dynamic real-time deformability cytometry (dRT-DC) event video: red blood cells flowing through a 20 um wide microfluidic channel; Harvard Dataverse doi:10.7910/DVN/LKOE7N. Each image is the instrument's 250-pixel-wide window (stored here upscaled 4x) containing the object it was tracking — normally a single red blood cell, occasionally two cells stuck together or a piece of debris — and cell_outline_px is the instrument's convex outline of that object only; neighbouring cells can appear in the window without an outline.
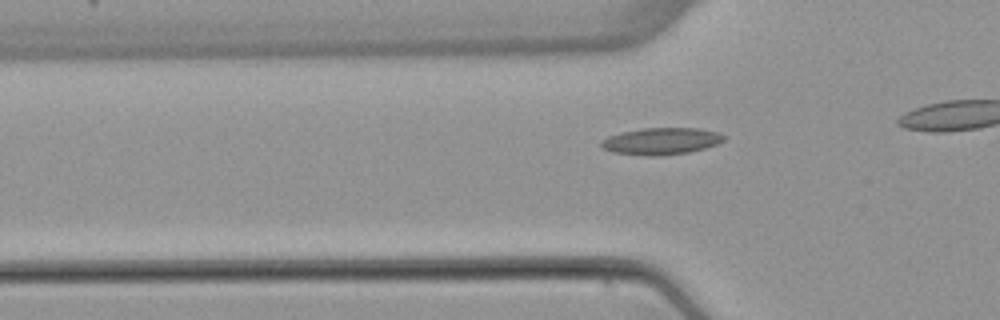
{"species": "common noctule bat (a hibernating species)", "species_latin": "Nyctalus noctula", "temperature_condition": "warm", "stored_images_in_passage": 31, "camera_frame_rate_fps": 3000, "um_per_image_px": 0.085, "animal": {"sex": "female", "body_mass_g": 22.7, "forearm_length_mm": 54.2}, "frame": {"image": 1, "passage_image": 6, "time_ms": 1.667, "image_size_px": [1000, 320], "cell_outline_px": [[724, 140], [716, 144], [704, 148], [688, 152], [660, 156], [648, 156], [612, 152], [604, 148], [600, 144], [600, 140], [608, 136], [620, 132], [644, 128], [700, 128], [716, 132], [724, 136]], "centroid_in_image_um": [56.16, 11.99], "position_along_channel_um": 69.6, "area_um2": 19.13}}
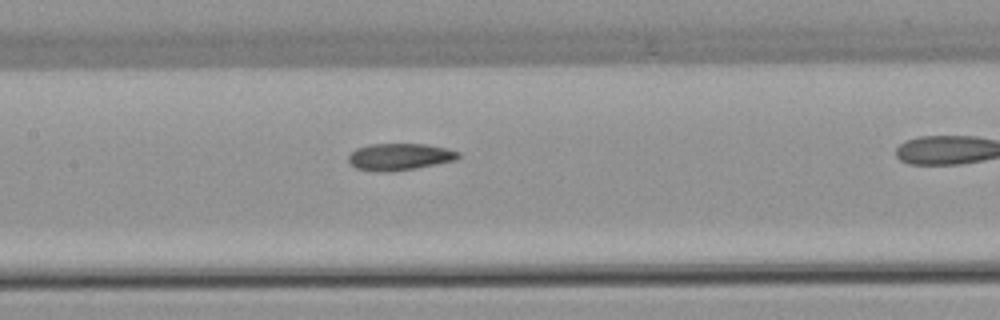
{"frame": {"image": 2, "passage_image": 14, "time_ms": 4.333, "image_size_px": [1000, 320], "cell_outline_px": [[460, 156], [456, 160], [412, 168], [388, 172], [380, 172], [356, 168], [348, 160], [348, 156], [356, 148], [368, 144], [424, 144], [448, 148], [460, 152]], "centroid_in_image_um": [33.96, 13.31], "position_along_channel_um": 173.4, "area_um2": 17.05}}
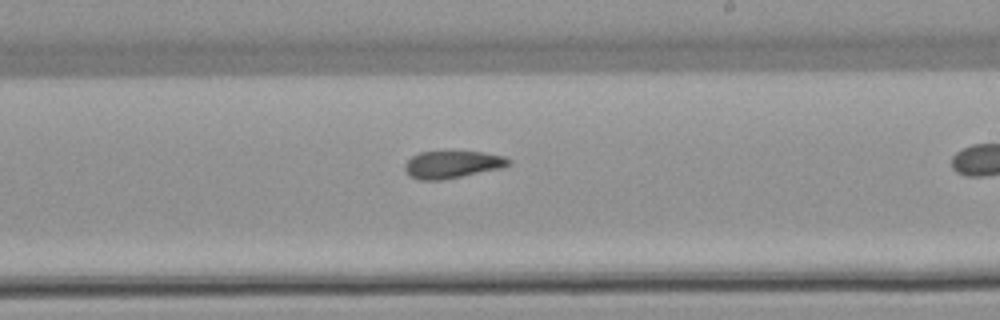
{"frame": {"image": 3, "passage_image": 20, "time_ms": 6.333, "image_size_px": [1000, 320], "cell_outline_px": [[512, 164], [500, 168], [444, 180], [420, 180], [412, 176], [404, 168], [404, 164], [412, 156], [420, 152], [484, 152], [504, 156], [512, 160]], "centroid_in_image_um": [38.48, 13.98], "position_along_channel_um": 250.5, "area_um2": 16.42}}